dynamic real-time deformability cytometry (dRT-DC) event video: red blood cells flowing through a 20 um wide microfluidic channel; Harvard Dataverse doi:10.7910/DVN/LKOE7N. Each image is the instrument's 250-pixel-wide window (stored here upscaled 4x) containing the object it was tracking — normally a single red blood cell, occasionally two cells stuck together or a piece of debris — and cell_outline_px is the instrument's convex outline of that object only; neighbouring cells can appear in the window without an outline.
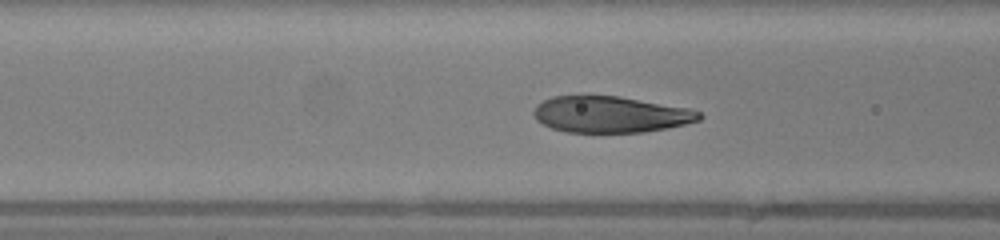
{"species": "human", "species_latin": "Homo sapiens", "temperature_condition": "warm", "stored_images_in_passage": 48, "camera_frame_rate_fps": 3000, "um_per_image_px": 0.085, "donor": {"sex": "female"}, "frame": {"image": 1, "passage_image": 18, "time_ms": 5.667, "image_size_px": [1000, 240], "cell_outline_px": [[704, 116], [700, 120], [668, 128], [644, 132], [564, 132], [552, 128], [536, 120], [532, 112], [536, 104], [552, 96], [620, 96], [688, 108], [700, 112]], "centroid_in_image_um": [51.88, 9.73], "position_along_channel_um": 114.7, "area_um2": 35.08}}
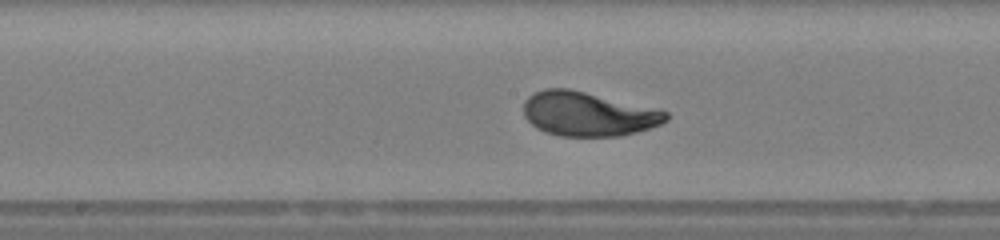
{"frame": {"image": 2, "passage_image": 24, "time_ms": 7.667, "image_size_px": [1000, 240], "cell_outline_px": [[668, 120], [660, 124], [636, 132], [620, 136], [560, 136], [544, 132], [536, 128], [524, 116], [524, 100], [532, 92], [544, 88], [568, 88], [660, 108], [668, 112]], "centroid_in_image_um": [49.99, 9.67], "position_along_channel_um": 198.2, "area_um2": 37.17}}
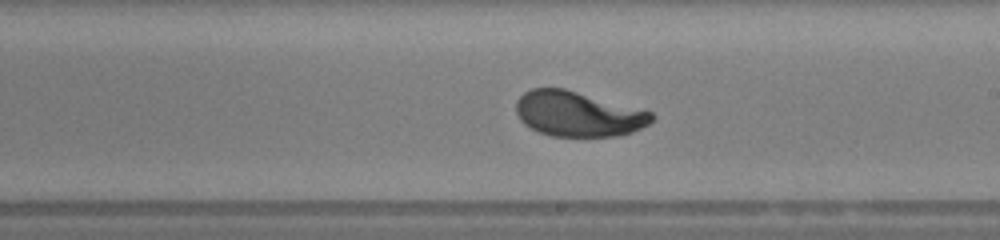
{"frame": {"image": 3, "passage_image": 27, "time_ms": 8.667, "image_size_px": [1000, 240], "cell_outline_px": [[656, 116], [648, 124], [632, 132], [616, 136], [552, 136], [540, 132], [524, 124], [520, 120], [516, 112], [516, 100], [524, 92], [532, 88], [564, 88], [652, 112]], "centroid_in_image_um": [49.11, 9.68], "position_along_channel_um": 239.9, "area_um2": 35.43}, "authors_computed_cell_mechanics": {"area_um2": 35.6626, "velocity_mm_per_s": 4.1695, "shape_relaxation_time_tau1_ms": 2.7789, "shape_relaxation_time_tau2_ms": null, "deformation_change_tau1": 0.1751, "deformation_change_tau2": null}}